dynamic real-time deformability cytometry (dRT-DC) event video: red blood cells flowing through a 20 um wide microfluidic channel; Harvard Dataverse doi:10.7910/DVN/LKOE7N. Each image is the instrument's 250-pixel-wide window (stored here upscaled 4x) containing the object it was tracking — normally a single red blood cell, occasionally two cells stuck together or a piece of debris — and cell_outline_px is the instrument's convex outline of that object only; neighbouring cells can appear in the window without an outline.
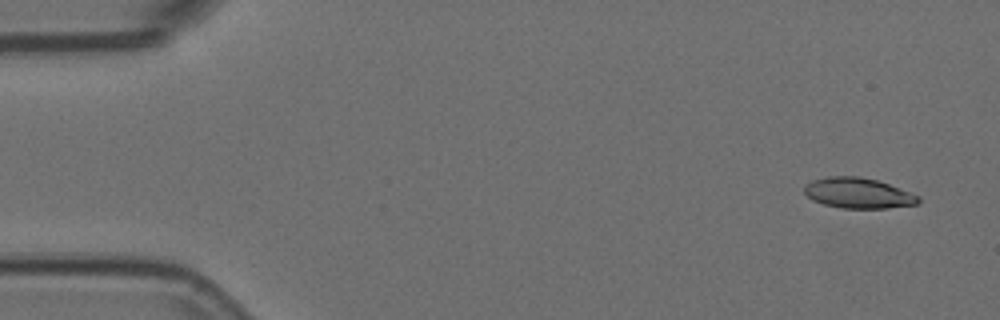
{"species": "Egyptian fruit bat (a non-hibernating species)", "species_latin": "Rousettus aegyptiacus", "temperature_condition": "room temperature", "stored_images_in_passage": 53, "camera_frame_rate_fps": 3000, "um_per_image_px": 0.085, "animal": {"sex": "female"}, "frame": {"image": 1, "passage_image": 2, "time_ms": 0.333, "image_size_px": [1000, 320], "cell_outline_px": [[920, 200], [916, 204], [888, 208], [840, 208], [824, 204], [812, 200], [804, 192], [804, 184], [812, 180], [828, 176], [860, 176], [876, 180], [888, 184], [920, 196]], "centroid_in_image_um": [72.91, 16.41], "position_along_channel_um": 12.1, "area_um2": 20.23}}
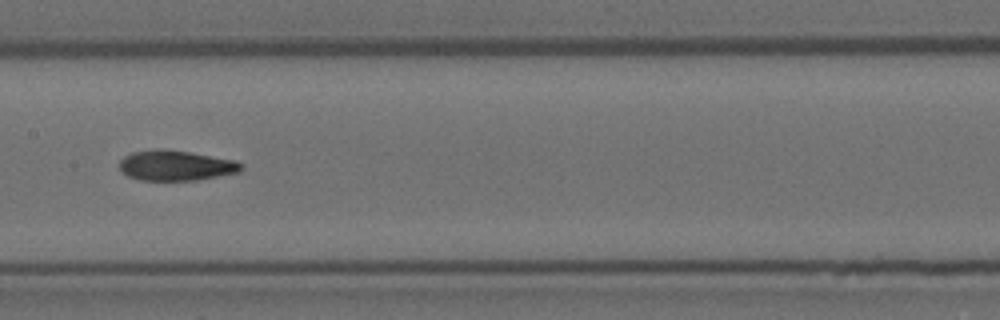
{"frame": {"image": 2, "passage_image": 26, "time_ms": 8.333, "image_size_px": [1000, 320], "cell_outline_px": [[244, 168], [240, 172], [196, 180], [140, 180], [128, 176], [120, 172], [120, 160], [124, 156], [132, 152], [156, 148], [164, 148], [236, 160], [244, 164]], "centroid_in_image_um": [14.95, 14.06], "position_along_channel_um": 192.5, "area_um2": 21.68}}
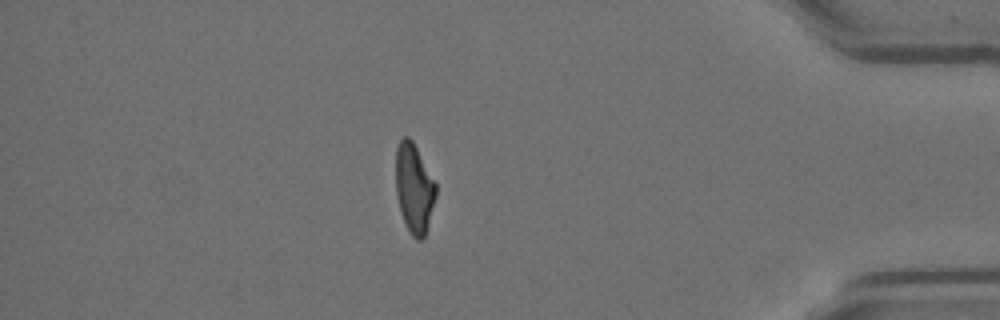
{"frame": {"image": 3, "passage_image": 46, "time_ms": 15.0, "image_size_px": [1000, 320], "cell_outline_px": [[436, 196], [424, 236], [420, 240], [416, 240], [412, 236], [400, 212], [396, 192], [396, 148], [400, 140], [404, 136], [408, 136], [412, 140], [436, 184]], "centroid_in_image_um": [35.18, 15.98], "position_along_channel_um": 400.0, "area_um2": 20.52}, "authors_computed_cell_mechanics": {"area_um2": 21.5016, "velocity_mm_per_s": 3.7252, "shape_relaxation_time_tau1_ms": 8.0201, "shape_relaxation_time_tau2_ms": 2.9292, "deformation_change_tau1": 0.2224, "deformation_change_tau2": 0.1036}}